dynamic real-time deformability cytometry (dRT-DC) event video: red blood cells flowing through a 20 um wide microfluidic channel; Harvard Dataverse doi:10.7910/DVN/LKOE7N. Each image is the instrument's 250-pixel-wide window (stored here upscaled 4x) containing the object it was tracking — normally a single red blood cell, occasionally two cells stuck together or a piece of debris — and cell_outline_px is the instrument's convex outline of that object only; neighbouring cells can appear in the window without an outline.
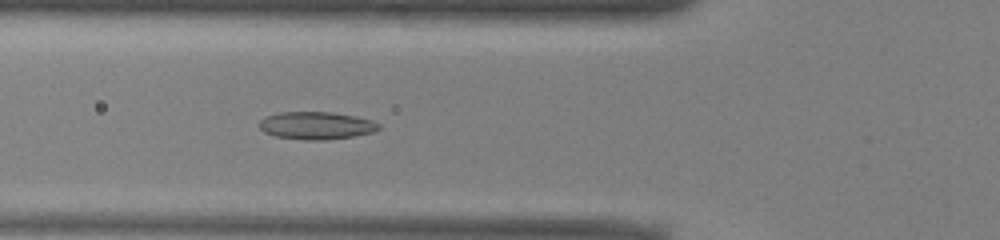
{"species": "common noctule bat (a hibernating species)", "species_latin": "Nyctalus noctula", "temperature_condition": "warm", "stored_images_in_passage": 46, "camera_frame_rate_fps": 3000, "um_per_image_px": 0.085, "animal": {"sex": "male", "body_mass_g": 13.0, "forearm_length_mm": 53.1}, "frame": {"image": 1, "passage_image": 18, "time_ms": 5.667, "image_size_px": [1000, 240], "cell_outline_px": [[380, 128], [372, 132], [352, 136], [324, 140], [304, 140], [276, 136], [264, 132], [260, 128], [260, 120], [268, 116], [280, 112], [332, 112], [356, 116], [372, 120], [380, 124]], "centroid_in_image_um": [26.9, 10.67], "position_along_channel_um": 98.9, "area_um2": 19.07}}
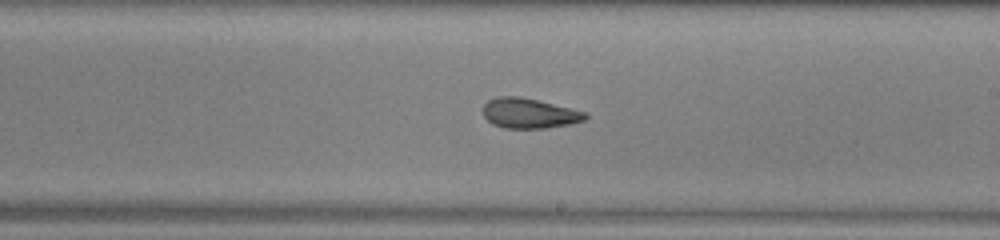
{"frame": {"image": 2, "passage_image": 29, "time_ms": 9.333, "image_size_px": [1000, 240], "cell_outline_px": [[588, 116], [584, 120], [568, 124], [544, 128], [504, 128], [492, 124], [484, 116], [484, 104], [488, 100], [496, 96], [520, 96], [588, 112]], "centroid_in_image_um": [44.97, 9.62], "position_along_channel_um": 244.0, "area_um2": 17.86}}
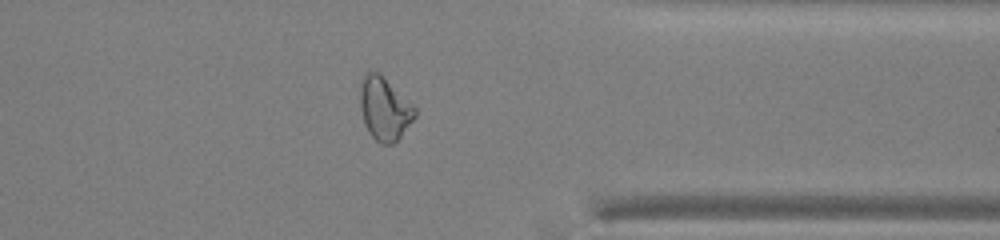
{"frame": {"image": 3, "passage_image": 40, "time_ms": 13.0, "image_size_px": [1000, 240], "cell_outline_px": [[416, 116], [400, 136], [392, 144], [380, 144], [368, 132], [364, 124], [360, 108], [360, 88], [364, 72], [380, 72], [416, 108]], "centroid_in_image_um": [32.66, 9.22], "position_along_channel_um": 378.7, "area_um2": 20.11}, "authors_computed_cell_mechanics": {"area_um2": 19.8254, "velocity_mm_per_s": 3.9554, "shape_relaxation_time_tau1_ms": null, "shape_relaxation_time_tau2_ms": 3.0133, "deformation_change_tau1": null, "deformation_change_tau2": 0.1136}}